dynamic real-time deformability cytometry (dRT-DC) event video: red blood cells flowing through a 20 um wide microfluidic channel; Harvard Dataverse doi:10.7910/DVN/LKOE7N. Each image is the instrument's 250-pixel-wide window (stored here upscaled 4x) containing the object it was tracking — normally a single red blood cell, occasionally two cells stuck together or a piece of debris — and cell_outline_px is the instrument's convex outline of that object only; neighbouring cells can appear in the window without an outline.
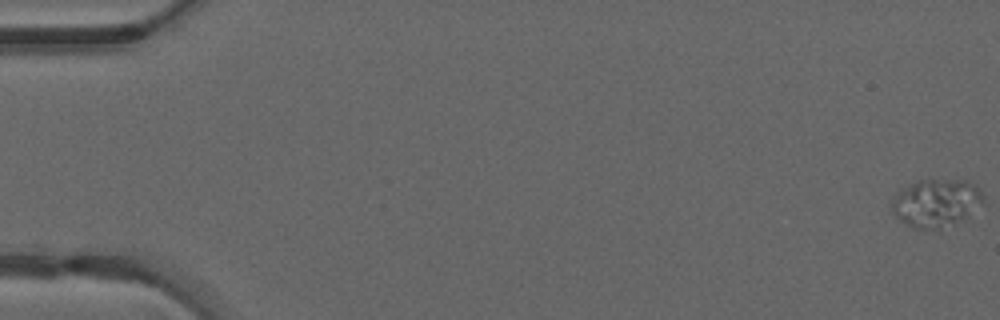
{"species": "common noctule bat (a hibernating species)", "species_latin": "Nyctalus noctula", "temperature_condition": "warm", "stored_images_in_passage": 50, "camera_frame_rate_fps": 3000, "um_per_image_px": 0.085, "animal": {"sex": "male", "forearm_length_mm": 52.5}, "frame": {"image": 1, "passage_image": 1, "time_ms": 0.0, "image_size_px": [1000, 320], "cell_outline_px": [[984, 204], [968, 216], [940, 228], [912, 228], [896, 216], [892, 212], [892, 200], [896, 192], [908, 184], [916, 180], [964, 180], [976, 184], [984, 196]], "centroid_in_image_um": [79.58, 17.22], "position_along_channel_um": 5.4, "area_um2": 25.49}}
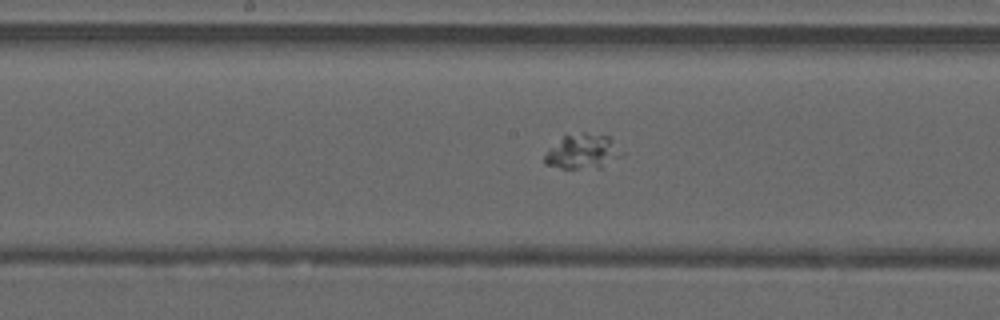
{"frame": {"image": 2, "passage_image": 27, "time_ms": 8.667, "image_size_px": [1000, 320], "cell_outline_px": [[624, 156], [600, 168], [560, 168], [544, 164], [544, 156], [548, 148], [564, 136], [580, 132], [584, 132], [608, 136], [624, 152]], "centroid_in_image_um": [49.54, 12.89], "position_along_channel_um": 198.7, "area_um2": 15.84}}
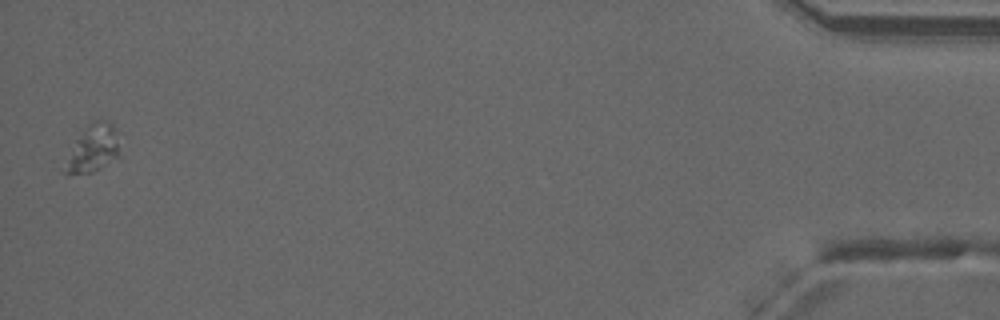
{"frame": {"image": 3, "passage_image": 50, "time_ms": 16.333, "image_size_px": [1000, 320], "cell_outline_px": [[124, 160], [92, 172], [68, 176], [64, 172], [76, 140], [80, 132], [92, 120], [108, 120], [116, 128]], "centroid_in_image_um": [8.06, 12.65], "position_along_channel_um": 427.1, "area_um2": 15.84}}